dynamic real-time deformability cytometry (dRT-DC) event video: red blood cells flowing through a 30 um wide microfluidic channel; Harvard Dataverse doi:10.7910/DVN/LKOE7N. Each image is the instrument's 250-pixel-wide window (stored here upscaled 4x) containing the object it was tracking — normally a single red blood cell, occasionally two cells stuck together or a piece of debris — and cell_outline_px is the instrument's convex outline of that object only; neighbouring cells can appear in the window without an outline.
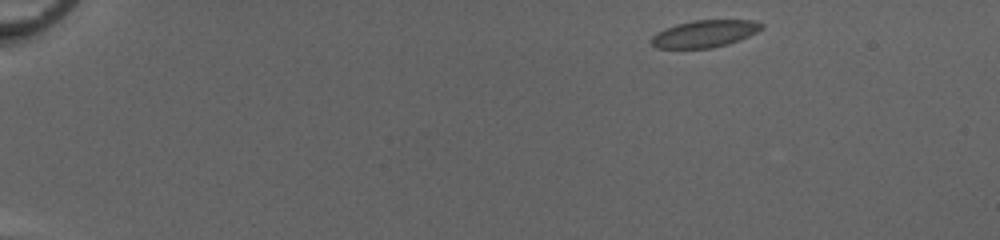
{"species": "common noctule bat (a hibernating species)", "species_latin": "Nyctalus noctula", "temperature_condition": "cold", "stored_images_in_passage": 46, "camera_frame_rate_fps": 3000, "um_per_image_px": 0.085, "animal": {"sex": "female", "body_mass_g": 20.0, "forearm_length_mm": 54.0}, "frame": {"image": 1, "passage_image": 1, "time_ms": 0.0, "image_size_px": [1000, 240], "cell_outline_px": [[764, 28], [740, 40], [728, 44], [712, 48], [656, 48], [648, 40], [656, 32], [664, 28], [676, 24], [692, 20], [756, 20], [764, 24]], "centroid_in_image_um": [59.88, 2.86], "position_along_channel_um": 25.1, "area_um2": 17.69}}
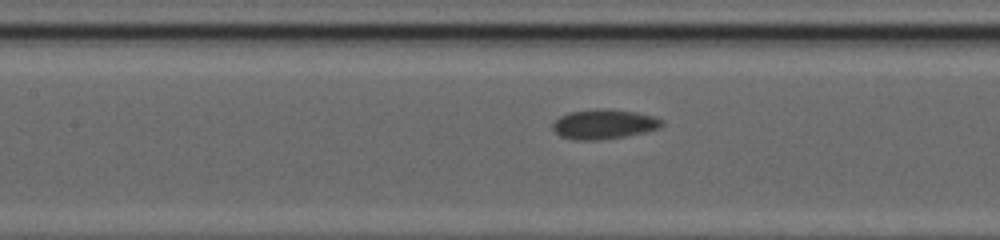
{"frame": {"image": 2, "passage_image": 20, "time_ms": 6.333, "image_size_px": [1000, 240], "cell_outline_px": [[664, 124], [660, 128], [644, 132], [624, 136], [600, 140], [572, 140], [560, 136], [552, 128], [552, 124], [560, 116], [568, 112], [636, 112], [652, 116], [664, 120]], "centroid_in_image_um": [51.33, 10.62], "position_along_channel_um": 156.1, "area_um2": 17.92}}
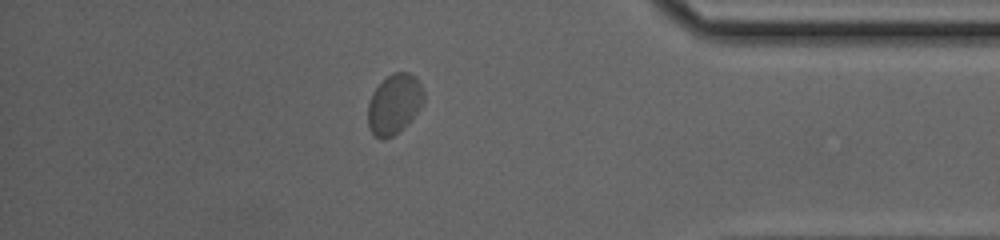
{"frame": {"image": 3, "passage_image": 40, "time_ms": 13.0, "image_size_px": [1000, 240], "cell_outline_px": [[424, 100], [420, 108], [408, 124], [392, 136], [384, 140], [380, 140], [372, 136], [368, 128], [368, 104], [372, 92], [392, 72], [408, 72], [416, 76], [424, 92]], "centroid_in_image_um": [33.5, 8.88], "position_along_channel_um": 401.7, "area_um2": 19.77}, "authors_computed_cell_mechanics": {"area_um2": 18.4671, "velocity_mm_per_s": 4.0202, "shape_relaxation_time_tau1_ms": 2.6319, "shape_relaxation_time_tau2_ms": null, "deformation_change_tau1": 0.0887, "deformation_change_tau2": null}}